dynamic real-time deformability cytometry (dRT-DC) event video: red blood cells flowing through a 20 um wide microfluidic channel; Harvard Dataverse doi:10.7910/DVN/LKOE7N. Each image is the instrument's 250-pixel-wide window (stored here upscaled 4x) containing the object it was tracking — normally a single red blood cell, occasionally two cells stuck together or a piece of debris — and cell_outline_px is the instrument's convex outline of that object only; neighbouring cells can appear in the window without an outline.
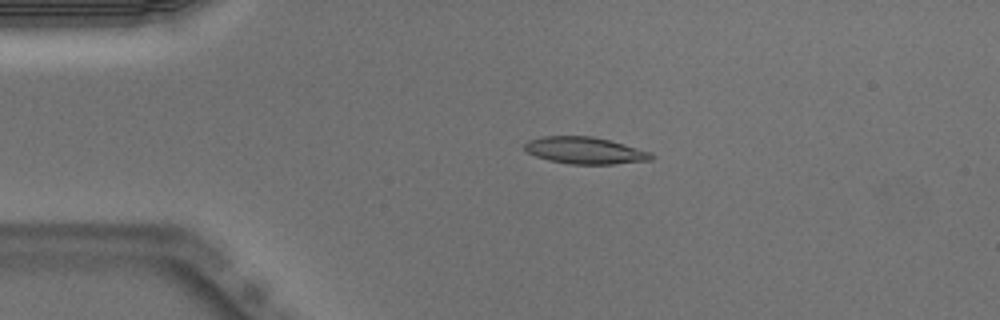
{"species": "Egyptian fruit bat (a non-hibernating species)", "species_latin": "Rousettus aegyptiacus", "temperature_condition": "warm", "stored_images_in_passage": 43, "camera_frame_rate_fps": 3000, "um_per_image_px": 0.085, "animal": {"sex": "male"}, "frame": {"image": 1, "passage_image": 3, "time_ms": 0.667, "image_size_px": [1000, 320], "cell_outline_px": [[656, 156], [652, 160], [612, 164], [568, 164], [548, 160], [536, 156], [528, 152], [524, 148], [524, 144], [528, 140], [544, 136], [592, 136], [624, 144], [652, 152]], "centroid_in_image_um": [49.74, 12.79], "position_along_channel_um": 35.3, "area_um2": 19.88}}
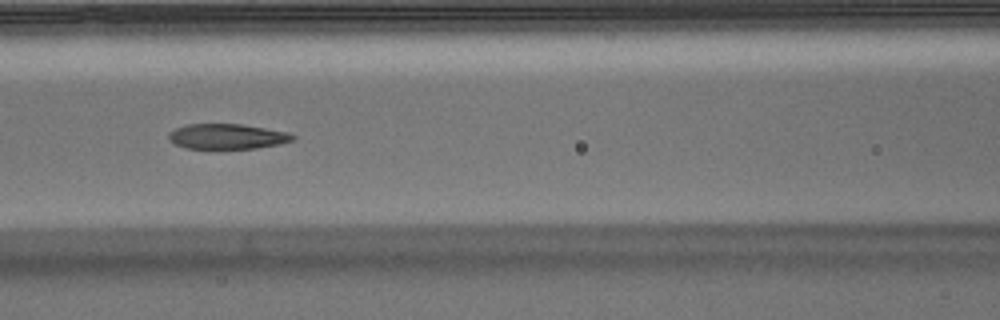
{"frame": {"image": 2, "passage_image": 14, "time_ms": 4.333, "image_size_px": [1000, 320], "cell_outline_px": [[296, 136], [292, 140], [280, 144], [256, 148], [184, 148], [168, 140], [168, 132], [176, 128], [188, 124], [240, 124], [288, 132]], "centroid_in_image_um": [19.28, 11.59], "position_along_channel_um": 147.3, "area_um2": 18.09}}
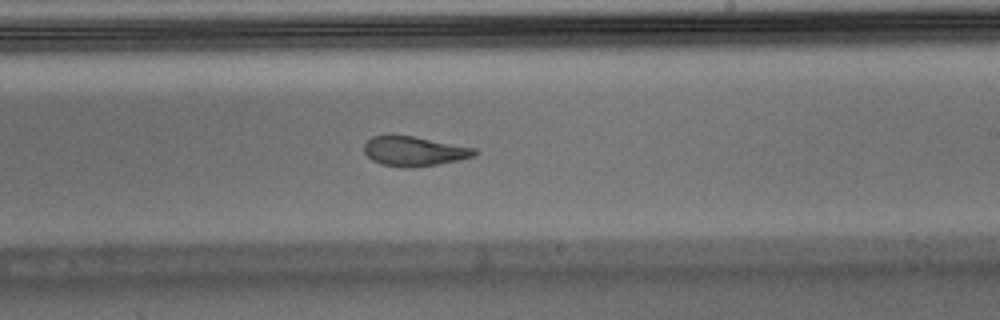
{"frame": {"image": 3, "passage_image": 22, "time_ms": 7.0, "image_size_px": [1000, 320], "cell_outline_px": [[480, 152], [472, 156], [456, 160], [436, 164], [412, 168], [404, 168], [380, 164], [372, 160], [364, 152], [364, 144], [372, 136], [412, 136], [476, 148]], "centroid_in_image_um": [35.19, 12.86], "position_along_channel_um": 253.8, "area_um2": 18.84}, "authors_computed_cell_mechanics": {"area_um2": 19.8832, "velocity_mm_per_s": 3.9946, "shape_relaxation_time_tau1_ms": 6.8075, "shape_relaxation_time_tau2_ms": 1.4169, "deformation_change_tau1": 0.2466, "deformation_change_tau2": 0.0882}}